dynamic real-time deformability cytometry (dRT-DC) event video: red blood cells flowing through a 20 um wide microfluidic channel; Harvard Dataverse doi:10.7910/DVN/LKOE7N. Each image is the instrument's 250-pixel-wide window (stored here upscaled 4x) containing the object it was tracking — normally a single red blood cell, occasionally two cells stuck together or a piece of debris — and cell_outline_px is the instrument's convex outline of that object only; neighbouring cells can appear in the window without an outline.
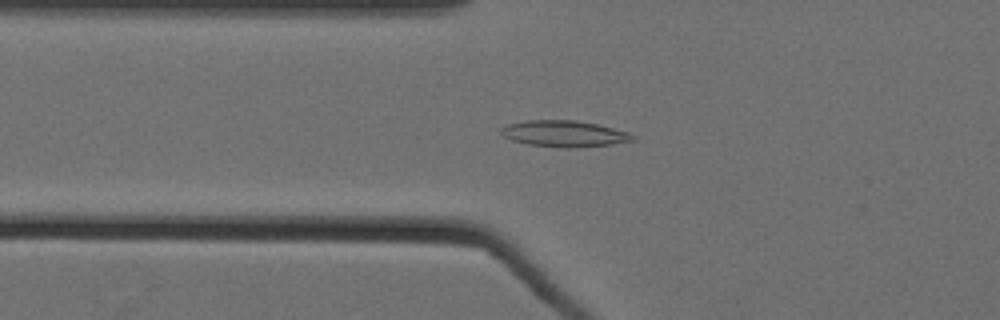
{"species": "Egyptian fruit bat (a non-hibernating species)", "species_latin": "Rousettus aegyptiacus", "temperature_condition": "cold", "stored_images_in_passage": 45, "camera_frame_rate_fps": 3000, "um_per_image_px": 0.085, "animal": {"sex": "female"}, "frame": {"image": 1, "passage_image": 9, "time_ms": 2.667, "image_size_px": [1000, 320], "cell_outline_px": [[636, 140], [612, 144], [568, 148], [564, 148], [528, 144], [512, 140], [504, 136], [500, 132], [500, 128], [504, 124], [524, 120], [576, 120], [596, 124], [628, 132], [636, 136]], "centroid_in_image_um": [47.92, 11.35], "position_along_channel_um": 77.9, "area_um2": 20.23}}
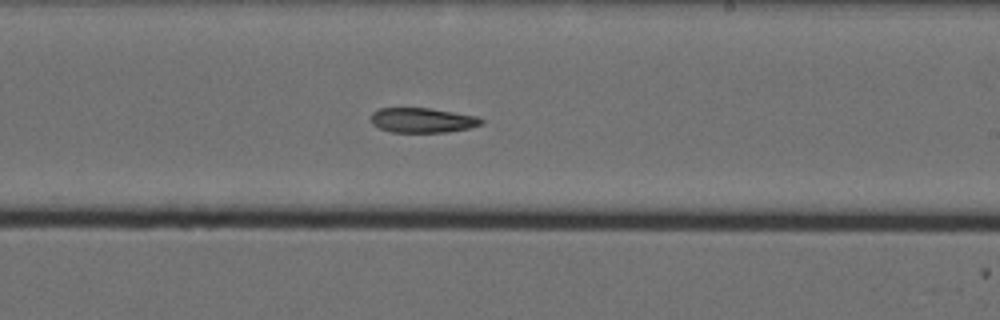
{"frame": {"image": 2, "passage_image": 24, "time_ms": 7.667, "image_size_px": [1000, 320], "cell_outline_px": [[484, 124], [468, 128], [448, 132], [392, 132], [380, 128], [372, 124], [372, 112], [376, 108], [428, 108], [480, 116], [484, 120]], "centroid_in_image_um": [35.94, 10.21], "position_along_channel_um": 253.1, "area_um2": 16.07}}
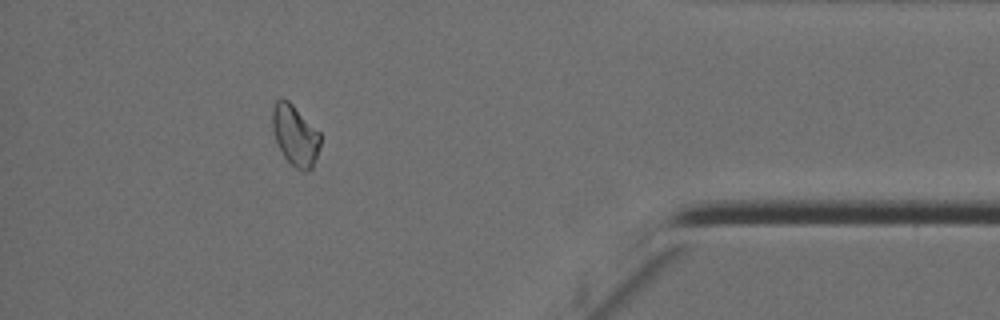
{"frame": {"image": 3, "passage_image": 40, "time_ms": 13.0, "image_size_px": [1000, 320], "cell_outline_px": [[320, 144], [312, 168], [304, 172], [300, 172], [284, 156], [276, 144], [272, 128], [272, 108], [276, 100], [280, 96], [288, 100], [320, 132]], "centroid_in_image_um": [25.06, 11.48], "position_along_channel_um": 410.1, "area_um2": 17.05}}